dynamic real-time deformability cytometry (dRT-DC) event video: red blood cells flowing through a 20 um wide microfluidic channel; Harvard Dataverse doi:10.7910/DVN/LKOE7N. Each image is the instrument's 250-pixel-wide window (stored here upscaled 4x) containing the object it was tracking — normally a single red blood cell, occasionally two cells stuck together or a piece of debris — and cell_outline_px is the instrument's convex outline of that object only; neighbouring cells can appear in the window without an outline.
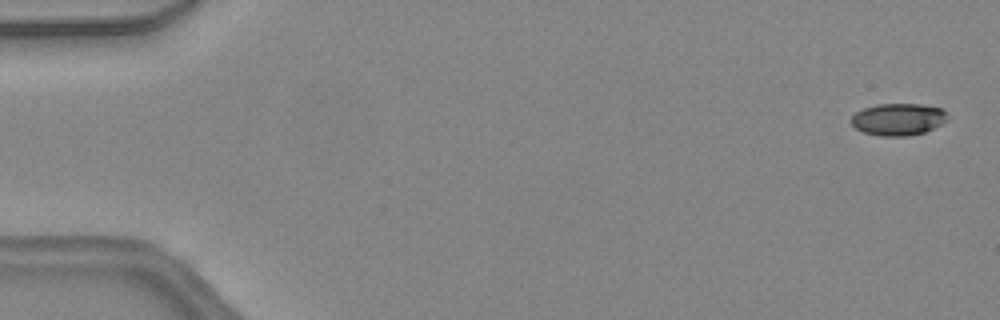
{"species": "common noctule bat (a hibernating species)", "species_latin": "Nyctalus noctula", "temperature_condition": "warm", "stored_images_in_passage": 47, "camera_frame_rate_fps": 3000, "um_per_image_px": 0.085, "animal": {"sex": "female", "body_mass_g": 24.6, "forearm_length_mm": 56.2}, "frame": {"image": 1, "passage_image": 2, "time_ms": 0.333, "image_size_px": [1000, 320], "cell_outline_px": [[948, 120], [924, 132], [908, 136], [880, 136], [864, 132], [856, 128], [852, 124], [852, 116], [856, 112], [864, 108], [880, 104], [920, 104], [940, 108], [944, 112]], "centroid_in_image_um": [76.33, 10.14], "position_along_channel_um": 8.7, "area_um2": 17.69}}
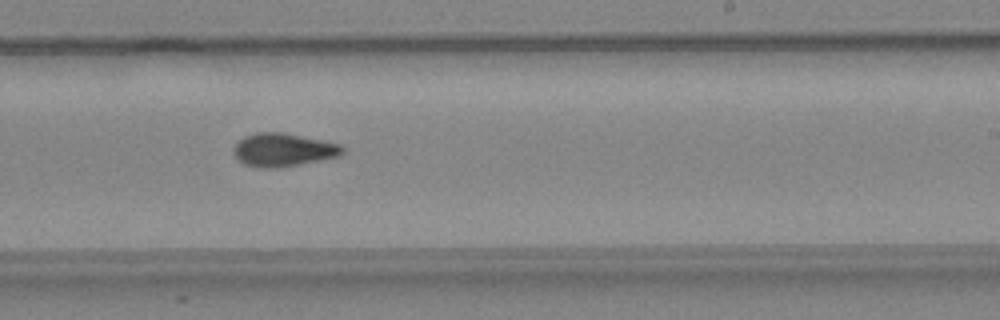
{"frame": {"image": 2, "passage_image": 29, "time_ms": 9.333, "image_size_px": [1000, 320], "cell_outline_px": [[344, 152], [340, 156], [280, 168], [256, 168], [244, 164], [236, 160], [232, 152], [232, 148], [244, 136], [256, 132], [284, 132], [340, 144], [344, 148]], "centroid_in_image_um": [24.03, 12.75], "position_along_channel_um": 265.0, "area_um2": 21.39}}
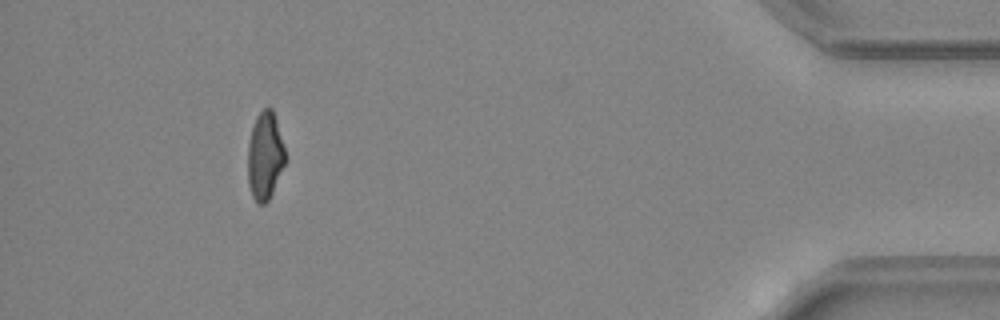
{"frame": {"image": 3, "passage_image": 43, "time_ms": 14.0, "image_size_px": [1000, 320], "cell_outline_px": [[288, 160], [268, 200], [264, 204], [260, 204], [252, 196], [248, 184], [248, 144], [252, 128], [256, 116], [264, 108], [272, 108], [288, 156]], "centroid_in_image_um": [22.55, 13.25], "position_along_channel_um": 412.6, "area_um2": 19.36}, "authors_computed_cell_mechanics": {"area_um2": 19.8832, "velocity_mm_per_s": 4.5069, "shape_relaxation_time_tau1_ms": 5.4286, "shape_relaxation_time_tau2_ms": 2.5359, "deformation_change_tau1": 0.1938, "deformation_change_tau2": 0.0989}}